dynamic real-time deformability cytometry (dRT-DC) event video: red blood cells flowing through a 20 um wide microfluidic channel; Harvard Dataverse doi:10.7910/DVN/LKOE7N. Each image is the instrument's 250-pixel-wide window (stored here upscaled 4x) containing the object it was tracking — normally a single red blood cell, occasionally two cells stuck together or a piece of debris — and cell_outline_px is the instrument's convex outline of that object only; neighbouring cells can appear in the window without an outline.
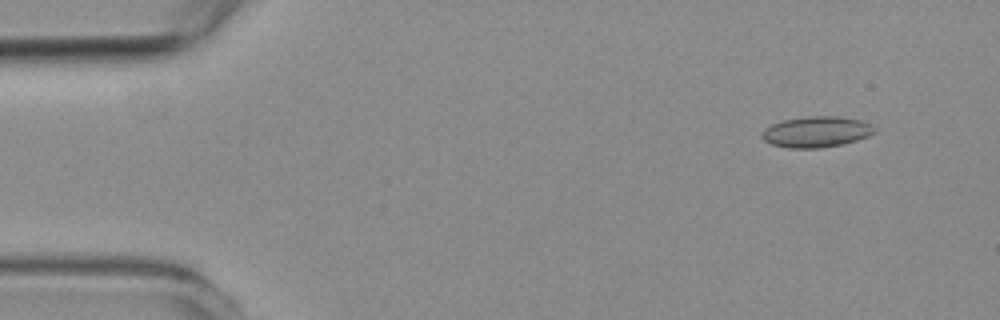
{"species": "common noctule bat (a hibernating species)", "species_latin": "Nyctalus noctula", "temperature_condition": "room temperature", "stored_images_in_passage": 51, "camera_frame_rate_fps": 3000, "um_per_image_px": 0.085, "animal": {"sex": "female", "body_mass_g": 19.3, "forearm_length_mm": 54.1}, "frame": {"image": 1, "passage_image": 1, "time_ms": 0.0, "image_size_px": [1000, 320], "cell_outline_px": [[876, 132], [868, 136], [856, 140], [840, 144], [820, 148], [788, 148], [772, 144], [764, 140], [760, 136], [760, 132], [764, 128], [772, 124], [784, 120], [808, 116], [836, 116], [860, 120], [872, 124], [876, 128]], "centroid_in_image_um": [69.38, 11.2], "position_along_channel_um": 15.6, "area_um2": 20.29}}
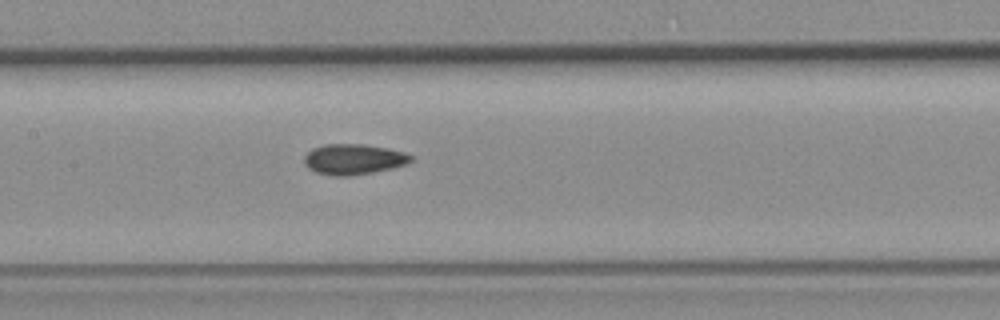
{"frame": {"image": 2, "passage_image": 22, "time_ms": 7.0, "image_size_px": [1000, 320], "cell_outline_px": [[412, 160], [408, 164], [392, 168], [372, 172], [348, 176], [336, 176], [316, 172], [308, 168], [304, 164], [304, 156], [312, 148], [324, 144], [364, 144], [388, 148], [404, 152], [412, 156]], "centroid_in_image_um": [30.05, 13.53], "position_along_channel_um": 177.4, "area_um2": 19.02}}
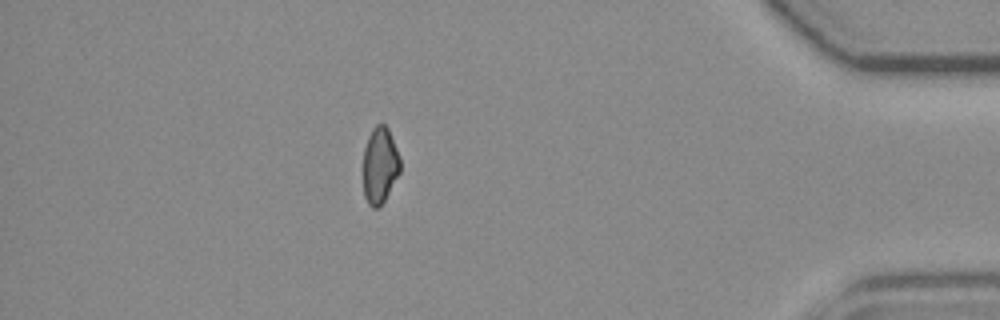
{"frame": {"image": 3, "passage_image": 44, "time_ms": 14.333, "image_size_px": [1000, 320], "cell_outline_px": [[400, 172], [380, 208], [372, 208], [368, 204], [364, 196], [364, 148], [368, 136], [372, 128], [376, 124], [384, 124], [388, 128], [400, 156]], "centroid_in_image_um": [32.29, 14.06], "position_along_channel_um": 402.9, "area_um2": 16.53}, "authors_computed_cell_mechanics": {"area_um2": 18.5538, "velocity_mm_per_s": 3.748, "shape_relaxation_time_tau1_ms": null, "shape_relaxation_time_tau2_ms": 3.7533, "deformation_change_tau1": null, "deformation_change_tau2": 0.0783}}